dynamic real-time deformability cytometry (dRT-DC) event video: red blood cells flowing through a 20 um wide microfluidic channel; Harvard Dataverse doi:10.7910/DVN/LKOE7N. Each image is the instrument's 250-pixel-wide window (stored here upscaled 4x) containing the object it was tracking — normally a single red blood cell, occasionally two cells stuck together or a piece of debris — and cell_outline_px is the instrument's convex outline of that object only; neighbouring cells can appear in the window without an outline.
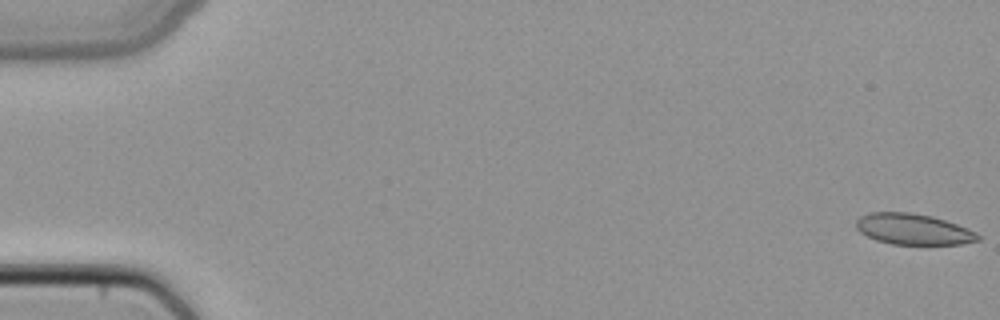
{"species": "common noctule bat (a hibernating species)", "species_latin": "Nyctalus noctula", "temperature_condition": "cold", "stored_images_in_passage": 50, "camera_frame_rate_fps": 3000, "um_per_image_px": 0.085, "animal": {"sex": "female", "body_mass_g": 22.7, "forearm_length_mm": 54.2}, "frame": {"image": 1, "passage_image": 1, "time_ms": 0.0, "image_size_px": [1000, 320], "cell_outline_px": [[980, 240], [960, 244], [892, 244], [876, 240], [860, 232], [856, 228], [856, 220], [860, 216], [868, 212], [912, 212], [932, 216], [968, 228], [976, 232], [980, 236]], "centroid_in_image_um": [77.61, 19.47], "position_along_channel_um": 7.4, "area_um2": 21.96}}
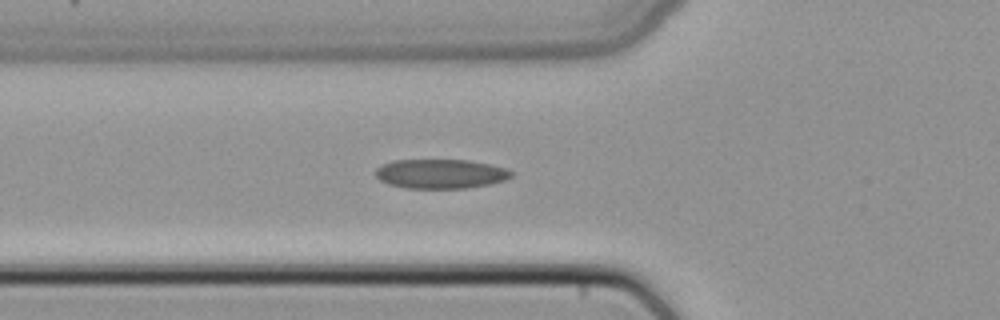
{"frame": {"image": 2, "passage_image": 19, "time_ms": 6.0, "image_size_px": [1000, 320], "cell_outline_px": [[512, 176], [504, 180], [488, 184], [464, 188], [404, 188], [388, 184], [380, 180], [376, 176], [376, 168], [380, 164], [396, 160], [468, 160], [508, 168], [512, 172]], "centroid_in_image_um": [37.42, 14.77], "position_along_channel_um": 88.4, "area_um2": 23.18}}
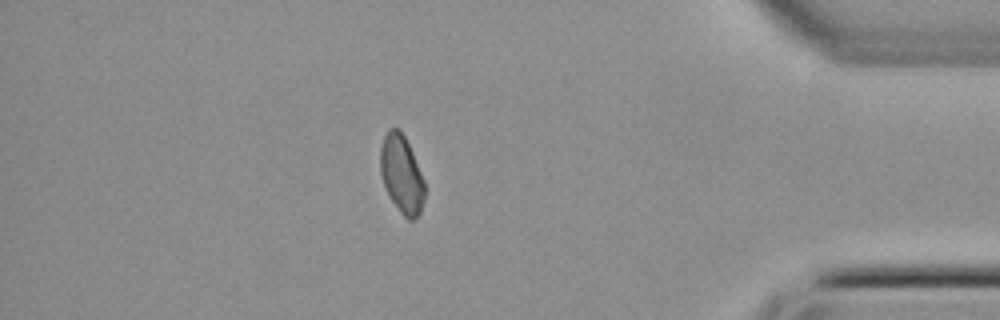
{"frame": {"image": 3, "passage_image": 44, "time_ms": 14.333, "image_size_px": [1000, 320], "cell_outline_px": [[424, 200], [420, 212], [412, 220], [408, 220], [400, 212], [388, 196], [380, 172], [380, 148], [384, 136], [388, 128], [400, 128], [412, 152], [424, 180]], "centroid_in_image_um": [34.12, 14.8], "position_along_channel_um": 401.1, "area_um2": 20.06}}